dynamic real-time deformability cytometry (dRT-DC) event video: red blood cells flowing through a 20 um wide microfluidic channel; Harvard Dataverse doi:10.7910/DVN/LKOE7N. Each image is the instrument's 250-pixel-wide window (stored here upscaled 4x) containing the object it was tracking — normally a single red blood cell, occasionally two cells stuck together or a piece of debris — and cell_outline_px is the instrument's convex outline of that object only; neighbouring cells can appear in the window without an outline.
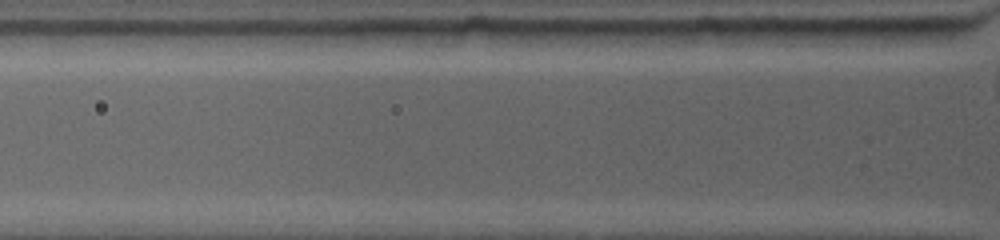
{"species": "common noctule bat (a hibernating species)", "species_latin": "Nyctalus noctula", "temperature_condition": "warm", "stored_images_in_passage": 3, "camera_frame_rate_fps": 4500, "um_per_image_px": 0.085, "animal": {"sex": "female", "body_mass_g": 19.0, "forearm_length_mm": 53.3}, "frame": {"image": 1, "passage_image": 3, "time_ms": 0.889, "image_size_px": [1000, 240], "cell_outline_px": [[812, 28], [800, 44], [684, 48], [688, 32], [696, 28]], "centroid_in_image_um": [63.27, 3.14], "position_along_channel_um": 62.5, "area_um2": 15.32}}